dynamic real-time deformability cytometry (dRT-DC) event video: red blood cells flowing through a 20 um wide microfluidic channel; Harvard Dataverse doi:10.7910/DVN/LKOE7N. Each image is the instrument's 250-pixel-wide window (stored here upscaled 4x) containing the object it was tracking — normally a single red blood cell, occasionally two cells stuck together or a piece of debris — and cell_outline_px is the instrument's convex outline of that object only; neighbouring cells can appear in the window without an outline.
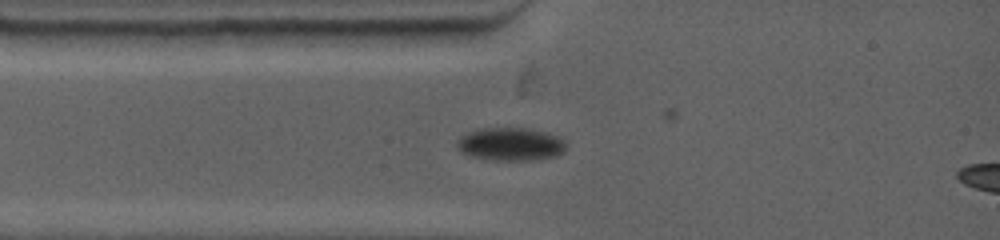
{"species": "common noctule bat (a hibernating species)", "species_latin": "Nyctalus noctula", "temperature_condition": "warm", "stored_images_in_passage": 14, "camera_frame_rate_fps": 4500, "um_per_image_px": 0.085, "animal": {"sex": "female", "body_mass_g": 19.0, "forearm_length_mm": 53.3}, "frame": {"image": 1, "passage_image": 9, "time_ms": 2.0, "image_size_px": [1000, 240], "cell_outline_px": [[564, 152], [556, 156], [532, 160], [492, 160], [472, 156], [460, 152], [456, 148], [456, 140], [460, 136], [476, 128], [528, 128], [548, 132], [564, 140]], "centroid_in_image_um": [43.35, 12.24], "position_along_channel_um": 41.7, "area_um2": 21.21}}
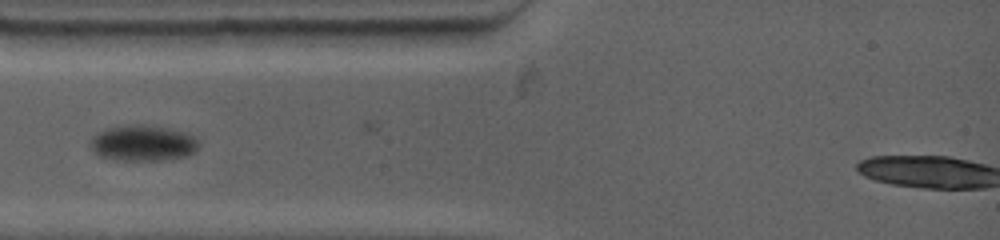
{"frame": {"image": 2, "passage_image": 13, "time_ms": 2.889, "image_size_px": [1000, 240], "cell_outline_px": [[200, 144], [196, 152], [188, 156], [160, 160], [124, 160], [96, 156], [92, 152], [92, 136], [96, 132], [104, 128], [128, 124], [140, 124], [188, 132]], "centroid_in_image_um": [12.13, 12.16], "position_along_channel_um": 72.9, "area_um2": 22.83}}